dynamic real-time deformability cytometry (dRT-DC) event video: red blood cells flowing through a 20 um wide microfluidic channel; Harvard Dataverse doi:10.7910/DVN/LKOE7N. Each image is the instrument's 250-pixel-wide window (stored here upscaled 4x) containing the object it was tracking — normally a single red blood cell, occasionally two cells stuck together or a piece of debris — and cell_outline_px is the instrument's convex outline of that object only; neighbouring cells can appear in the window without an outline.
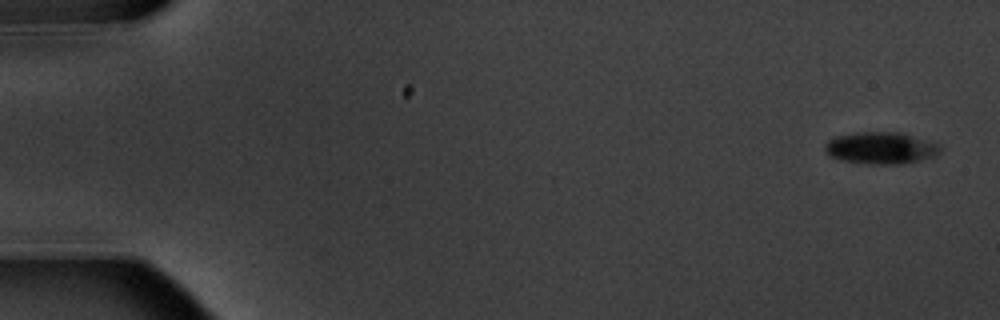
{"species": "common noctule bat (a hibernating species)", "species_latin": "Nyctalus noctula", "temperature_condition": "warm", "stored_images_in_passage": 6, "camera_frame_rate_fps": 3000, "um_per_image_px": 0.085, "animal": {"sex": "male", "body_mass_g": 20.1, "forearm_length_mm": 53.5}, "frame": {"image": 1, "passage_image": 1, "time_ms": 0.0, "image_size_px": [1000, 320], "cell_outline_px": [[940, 152], [936, 156], [904, 164], [868, 164], [840, 160], [828, 156], [824, 148], [824, 144], [828, 140], [836, 136], [856, 132], [904, 132], [940, 144]], "centroid_in_image_um": [74.87, 12.58], "position_along_channel_um": 10.1, "area_um2": 21.85}}
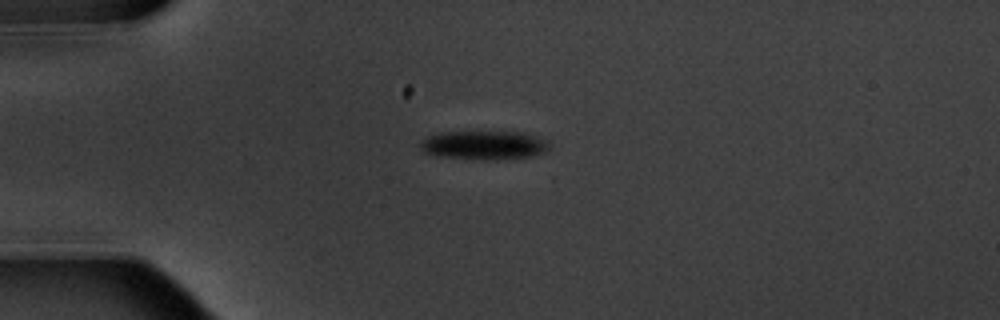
{"frame": {"image": 2, "passage_image": 5, "time_ms": 4.333, "image_size_px": [1000, 320], "cell_outline_px": [[548, 148], [544, 152], [536, 156], [496, 160], [480, 160], [436, 156], [424, 152], [416, 144], [420, 140], [428, 136], [440, 132], [520, 132], [536, 136], [548, 140]], "centroid_in_image_um": [41.1, 12.35], "position_along_channel_um": 43.9, "area_um2": 22.08}}